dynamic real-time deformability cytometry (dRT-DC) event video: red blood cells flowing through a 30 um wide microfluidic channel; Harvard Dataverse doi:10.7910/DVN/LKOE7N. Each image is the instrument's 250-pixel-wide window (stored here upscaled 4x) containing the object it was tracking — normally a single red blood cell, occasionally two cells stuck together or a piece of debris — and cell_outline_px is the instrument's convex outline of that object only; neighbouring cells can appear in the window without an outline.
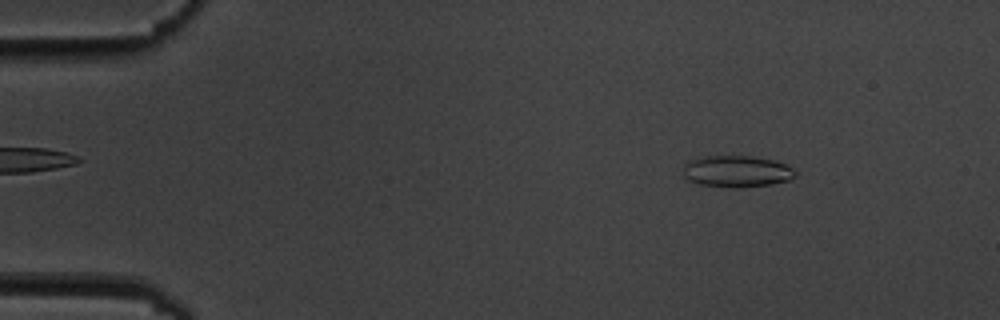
{"species": "common noctule bat (a hibernating species)", "species_latin": "Nyctalus noctula", "temperature_condition": "cold", "stored_images_in_passage": 5, "camera_frame_rate_fps": 3000, "um_per_image_px": 0.085, "animal": {"sex": "male", "body_mass_g": 19.5, "forearm_length_mm": 54.6}, "frame": {"image": 1, "passage_image": 2, "time_ms": 1.0, "image_size_px": [1000, 320], "cell_outline_px": [[796, 176], [788, 180], [772, 184], [736, 188], [732, 188], [696, 184], [688, 180], [684, 176], [684, 164], [688, 160], [696, 156], [752, 156], [772, 160], [784, 164], [792, 168], [796, 172]], "centroid_in_image_um": [62.57, 14.57], "position_along_channel_um": 22.4, "area_um2": 20.87}}